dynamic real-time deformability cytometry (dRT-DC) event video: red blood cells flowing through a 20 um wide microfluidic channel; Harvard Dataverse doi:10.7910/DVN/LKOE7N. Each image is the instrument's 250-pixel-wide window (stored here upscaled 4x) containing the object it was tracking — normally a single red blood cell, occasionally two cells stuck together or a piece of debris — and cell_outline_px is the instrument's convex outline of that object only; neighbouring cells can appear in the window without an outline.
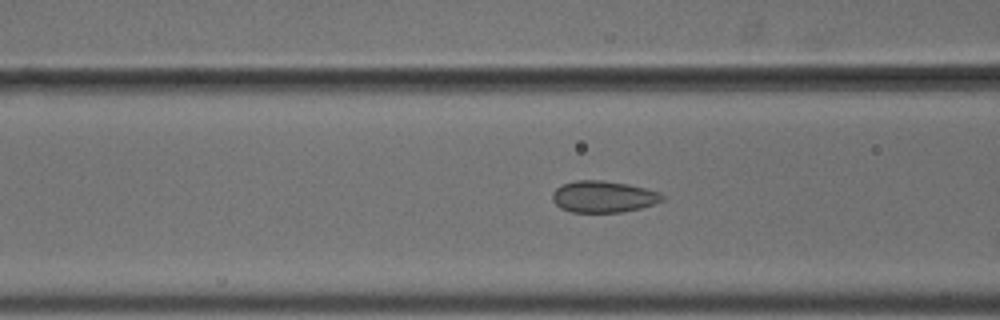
{"species": "common noctule bat (a hibernating species)", "species_latin": "Nyctalus noctula", "temperature_condition": "cold", "stored_images_in_passage": 55, "camera_frame_rate_fps": 3000, "um_per_image_px": 0.085, "animal": {"sex": "male", "body_mass_g": 18.8}, "frame": {"image": 1, "passage_image": 23, "time_ms": 7.333, "image_size_px": [1000, 320], "cell_outline_px": [[664, 200], [640, 208], [620, 212], [572, 212], [560, 208], [552, 200], [552, 192], [556, 188], [564, 184], [576, 180], [604, 180], [628, 184], [660, 192], [664, 196]], "centroid_in_image_um": [51.27, 16.71], "position_along_channel_um": 115.3, "area_um2": 20.17}}
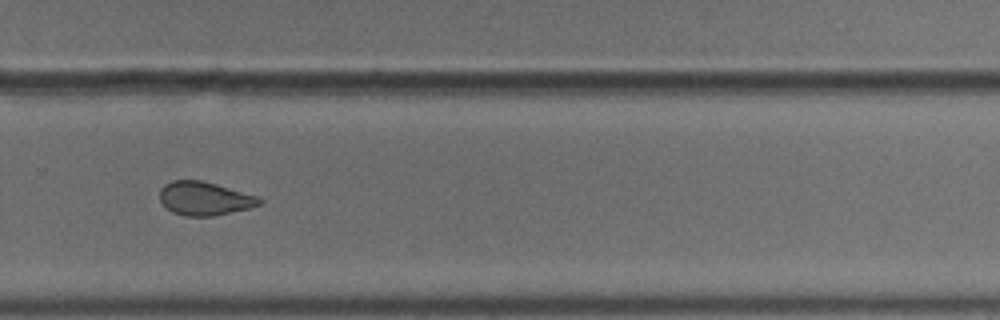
{"frame": {"image": 2, "passage_image": 39, "time_ms": 12.667, "image_size_px": [1000, 320], "cell_outline_px": [[264, 200], [260, 204], [248, 208], [212, 216], [184, 216], [172, 212], [160, 200], [160, 188], [164, 184], [172, 180], [200, 180], [216, 184], [256, 196]], "centroid_in_image_um": [17.35, 16.87], "position_along_channel_um": 312.4, "area_um2": 19.25}}
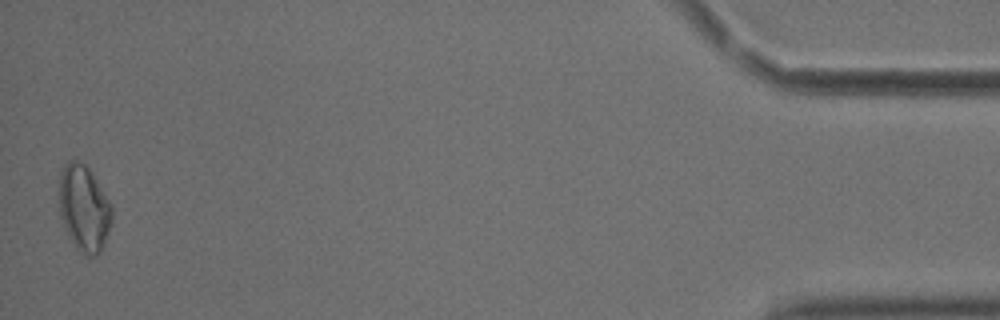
{"frame": {"image": 3, "passage_image": 55, "time_ms": 18.0, "image_size_px": [1000, 320], "cell_outline_px": [[112, 224], [104, 244], [100, 252], [96, 256], [84, 256], [76, 248], [68, 236], [60, 216], [60, 172], [64, 164], [68, 160], [76, 160], [84, 164], [92, 172], [112, 204]], "centroid_in_image_um": [7.16, 17.72], "position_along_channel_um": 428.0, "area_um2": 26.82}, "authors_computed_cell_mechanics": {"area_um2": 21.097, "velocity_mm_per_s": 3.6937, "shape_relaxation_time_tau1_ms": null, "shape_relaxation_time_tau2_ms": 2.2073, "deformation_change_tau1": null, "deformation_change_tau2": 0.0711}}